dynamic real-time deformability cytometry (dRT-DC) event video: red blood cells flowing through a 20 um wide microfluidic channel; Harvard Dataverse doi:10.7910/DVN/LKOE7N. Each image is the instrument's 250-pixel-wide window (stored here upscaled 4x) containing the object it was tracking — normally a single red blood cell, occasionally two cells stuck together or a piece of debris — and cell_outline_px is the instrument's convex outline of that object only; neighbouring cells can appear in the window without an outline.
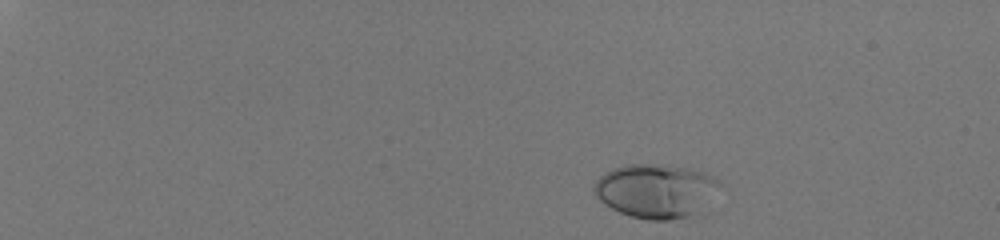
{"species": "human", "species_latin": "Homo sapiens", "temperature_condition": "room temperature", "stored_images_in_passage": 41, "camera_frame_rate_fps": 3000, "um_per_image_px": 0.085, "donor": {"sex": "male"}, "frame": {"image": 1, "passage_image": 2, "time_ms": 0.333, "image_size_px": [1000, 240], "cell_outline_px": [[724, 184], [688, 216], [668, 220], [648, 220], [632, 216], [620, 212], [604, 204], [596, 196], [592, 188], [596, 180], [600, 176], [616, 168], [628, 164], [660, 164], [688, 168], [704, 172], [720, 180]], "centroid_in_image_um": [55.7, 16.19], "position_along_channel_um": 29.3, "area_um2": 38.73}}
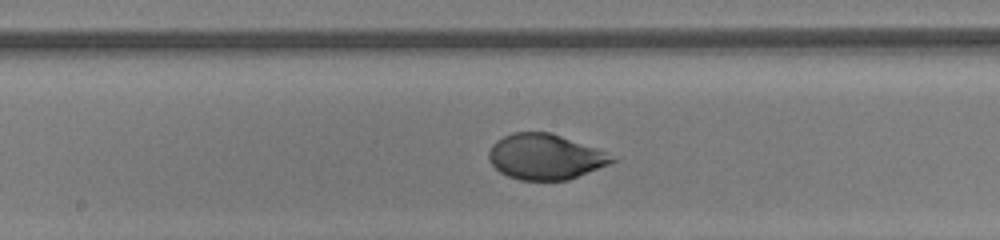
{"frame": {"image": 2, "passage_image": 26, "time_ms": 8.333, "image_size_px": [1000, 240], "cell_outline_px": [[620, 160], [568, 180], [520, 180], [508, 176], [500, 172], [492, 164], [488, 156], [488, 152], [492, 144], [496, 140], [512, 132], [552, 132], [596, 148]], "centroid_in_image_um": [46.34, 13.32], "position_along_channel_um": 201.9, "area_um2": 32.66}}
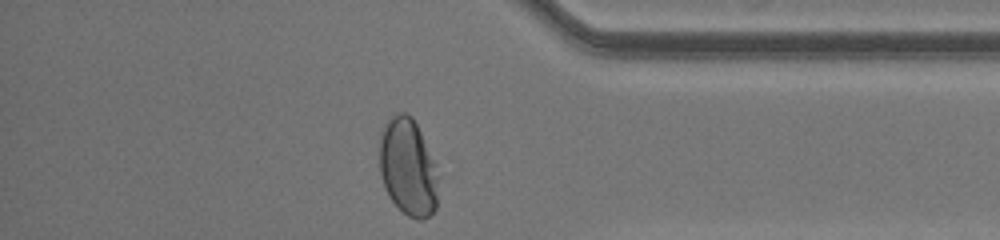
{"frame": {"image": 3, "passage_image": 41, "time_ms": 13.333, "image_size_px": [1000, 240], "cell_outline_px": [[440, 176], [436, 208], [428, 216], [420, 220], [408, 216], [392, 200], [384, 188], [380, 172], [380, 132], [384, 124], [392, 112], [404, 112], [412, 116], [420, 132]], "centroid_in_image_um": [34.68, 14.19], "position_along_channel_um": 400.5, "area_um2": 33.52}, "authors_computed_cell_mechanics": {"area_um2": 33.9864, "velocity_mm_per_s": 4.1012, "shape_relaxation_time_tau1_ms": 4.0111, "shape_relaxation_time_tau2_ms": null, "deformation_change_tau1": 0.2218, "deformation_change_tau2": null}}